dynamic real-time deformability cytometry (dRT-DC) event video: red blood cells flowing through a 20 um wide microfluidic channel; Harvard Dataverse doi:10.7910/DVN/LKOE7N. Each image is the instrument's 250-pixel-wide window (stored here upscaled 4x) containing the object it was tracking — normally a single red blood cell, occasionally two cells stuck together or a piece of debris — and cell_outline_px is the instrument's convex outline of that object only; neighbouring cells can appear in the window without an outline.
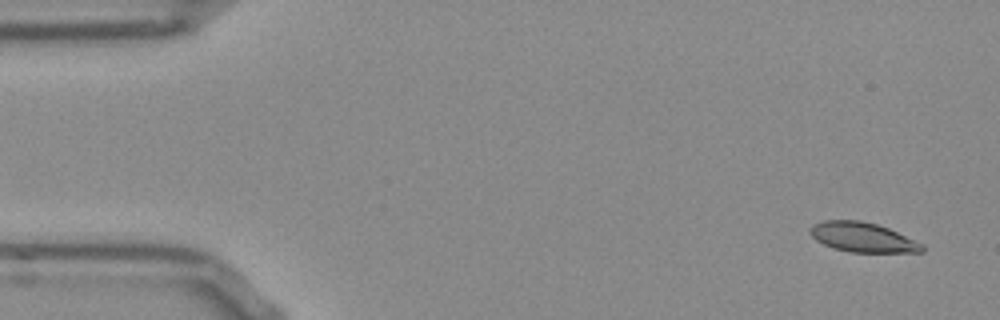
{"species": "Egyptian fruit bat (a non-hibernating species)", "species_latin": "Rousettus aegyptiacus", "temperature_condition": "room temperature", "stored_images_in_passage": 52, "camera_frame_rate_fps": 3000, "um_per_image_px": 0.085, "frame": {"image": 1, "passage_image": 1, "time_ms": 0.0, "image_size_px": [1000, 320], "cell_outline_px": [[924, 252], [848, 252], [832, 248], [816, 240], [808, 232], [808, 228], [812, 224], [824, 220], [860, 220], [876, 224], [888, 228], [924, 244]], "centroid_in_image_um": [73.29, 20.16], "position_along_channel_um": 11.7, "area_um2": 19.48}}
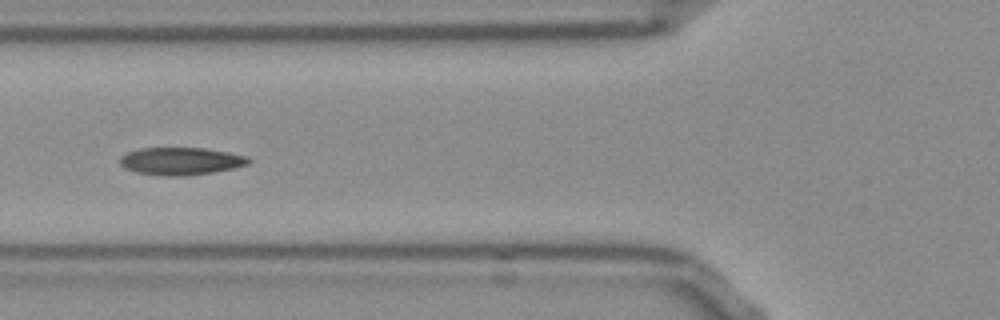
{"frame": {"image": 2, "passage_image": 18, "time_ms": 5.667, "image_size_px": [1000, 320], "cell_outline_px": [[252, 160], [248, 164], [232, 168], [212, 172], [184, 176], [168, 176], [136, 172], [124, 168], [120, 164], [120, 156], [128, 152], [140, 148], [204, 148], [228, 152], [248, 156]], "centroid_in_image_um": [15.37, 13.69], "position_along_channel_um": 110.4, "area_um2": 20.58}}
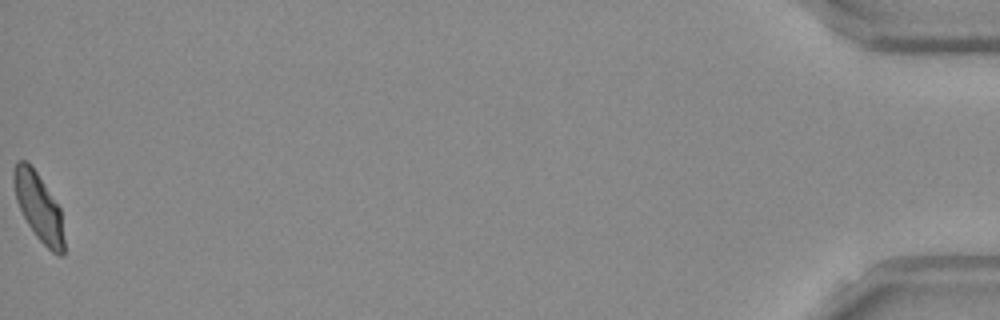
{"frame": {"image": 3, "passage_image": 52, "time_ms": 17.0, "image_size_px": [1000, 320], "cell_outline_px": [[64, 256], [60, 256], [52, 252], [36, 236], [28, 224], [16, 200], [12, 180], [12, 172], [16, 160], [24, 160], [36, 172], [60, 208], [64, 240]], "centroid_in_image_um": [3.27, 17.6], "position_along_channel_um": 431.9, "area_um2": 19.59}, "authors_computed_cell_mechanics": {"area_um2": 20.1722, "velocity_mm_per_s": 3.7687, "shape_relaxation_time_tau1_ms": 4.2781, "shape_relaxation_time_tau2_ms": 0.6774, "deformation_change_tau1": 0.164, "deformation_change_tau2": 0.0617}}